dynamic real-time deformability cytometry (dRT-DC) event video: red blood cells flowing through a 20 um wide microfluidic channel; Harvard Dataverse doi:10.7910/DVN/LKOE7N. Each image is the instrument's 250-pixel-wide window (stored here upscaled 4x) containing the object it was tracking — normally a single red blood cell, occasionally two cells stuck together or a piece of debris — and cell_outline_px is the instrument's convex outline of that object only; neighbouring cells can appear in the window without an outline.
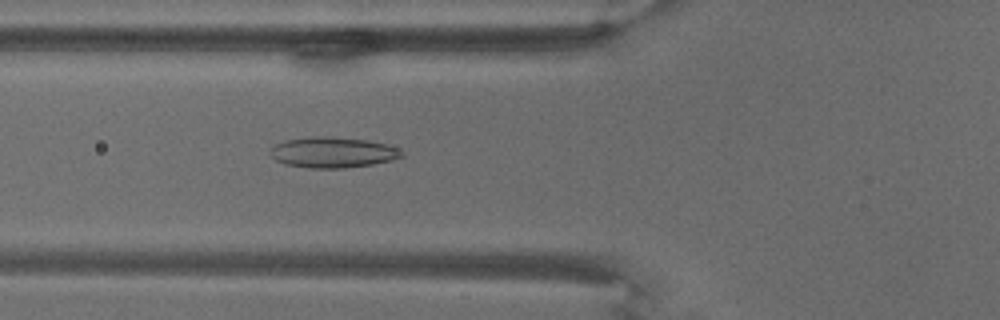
{"species": "common noctule bat (a hibernating species)", "species_latin": "Nyctalus noctula", "temperature_condition": "warm", "stored_images_in_passage": 7, "camera_frame_rate_fps": 3000, "um_per_image_px": 0.085, "animal": {"sex": "male", "body_mass_g": 18.8}, "frame": {"image": 1, "passage_image": 7, "time_ms": 8.0, "image_size_px": [1000, 320], "cell_outline_px": [[404, 156], [392, 160], [372, 164], [344, 168], [308, 168], [284, 164], [276, 160], [268, 152], [268, 148], [272, 144], [284, 140], [312, 136], [324, 136], [364, 140], [388, 144], [404, 152]], "centroid_in_image_um": [28.22, 12.95], "position_along_channel_um": 97.6, "area_um2": 23.7}}